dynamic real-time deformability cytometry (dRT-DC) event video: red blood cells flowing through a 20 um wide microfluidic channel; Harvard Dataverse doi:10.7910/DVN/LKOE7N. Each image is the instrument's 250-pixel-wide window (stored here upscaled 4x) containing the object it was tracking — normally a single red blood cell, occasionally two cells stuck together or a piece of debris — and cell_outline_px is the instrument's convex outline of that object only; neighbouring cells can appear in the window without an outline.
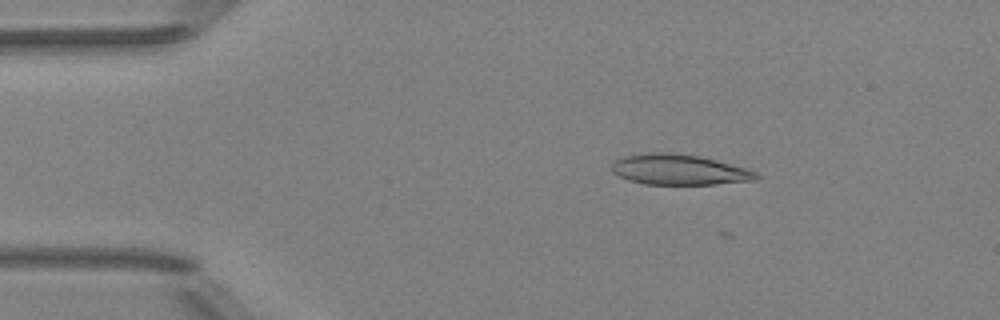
{"species": "Egyptian fruit bat (a non-hibernating species)", "species_latin": "Rousettus aegyptiacus", "temperature_condition": "room temperature", "stored_images_in_passage": 4, "camera_frame_rate_fps": 3000, "um_per_image_px": 0.085, "animal": {"sex": "female"}, "frame": {"image": 1, "passage_image": 2, "time_ms": 0.333, "image_size_px": [1000, 320], "cell_outline_px": [[760, 176], [756, 180], [716, 184], [644, 184], [628, 180], [612, 172], [612, 164], [616, 160], [624, 156], [648, 152], [668, 152], [700, 156], [748, 168], [756, 172]], "centroid_in_image_um": [57.74, 14.42], "position_along_channel_um": 27.3, "area_um2": 25.72}}